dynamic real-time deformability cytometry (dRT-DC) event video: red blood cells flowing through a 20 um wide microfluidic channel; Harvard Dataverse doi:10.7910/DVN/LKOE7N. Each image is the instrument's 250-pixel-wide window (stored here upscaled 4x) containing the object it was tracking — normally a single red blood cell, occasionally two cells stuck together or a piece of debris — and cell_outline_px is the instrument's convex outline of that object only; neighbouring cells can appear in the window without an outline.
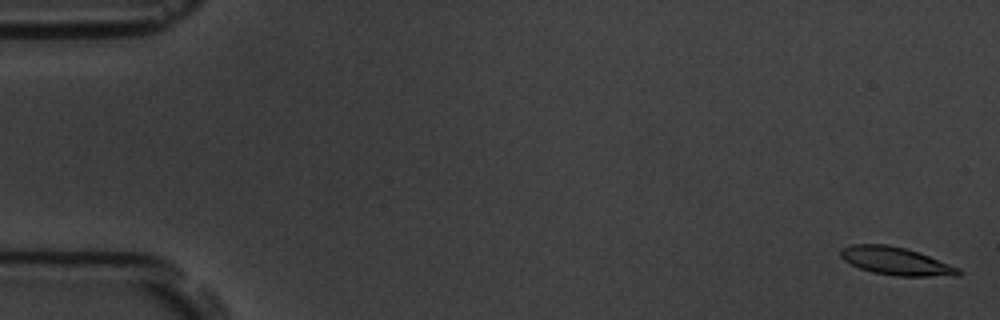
{"species": "common noctule bat (a hibernating species)", "species_latin": "Nyctalus noctula", "temperature_condition": "room temperature", "stored_images_in_passage": 4, "camera_frame_rate_fps": 3000, "um_per_image_px": 0.085, "animal": {"sex": "male", "body_mass_g": 19.5, "forearm_length_mm": 54.6}, "frame": {"image": 1, "passage_image": 1, "time_ms": 0.0, "image_size_px": [1000, 320], "cell_outline_px": [[964, 272], [960, 276], [896, 276], [872, 272], [860, 268], [844, 260], [840, 256], [840, 252], [844, 248], [852, 244], [888, 244], [904, 248], [928, 256], [960, 268]], "centroid_in_image_um": [76.19, 22.21], "position_along_channel_um": 8.8, "area_um2": 19.02}}